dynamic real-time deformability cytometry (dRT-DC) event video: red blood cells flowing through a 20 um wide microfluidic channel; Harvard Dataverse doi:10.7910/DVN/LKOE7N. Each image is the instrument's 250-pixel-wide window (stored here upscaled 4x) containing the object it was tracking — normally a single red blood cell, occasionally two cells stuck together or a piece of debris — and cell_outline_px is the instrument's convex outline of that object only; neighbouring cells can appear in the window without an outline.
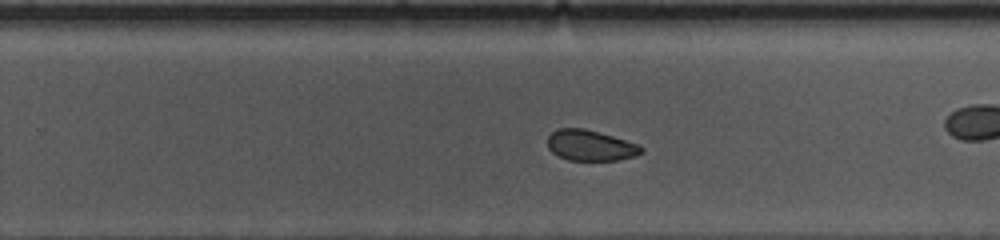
{"species": "common noctule bat (a hibernating species)", "species_latin": "Nyctalus noctula", "temperature_condition": "cold", "stored_images_in_passage": 40, "camera_frame_rate_fps": 3000, "um_per_image_px": 0.085, "animal": {"sex": "female", "body_mass_g": 10.0, "forearm_length_mm": 53.1}, "frame": {"image": 1, "passage_image": 18, "time_ms": 5.667, "image_size_px": [1000, 240], "cell_outline_px": [[644, 152], [636, 156], [616, 160], [568, 160], [556, 156], [548, 148], [548, 136], [552, 132], [560, 128], [584, 128], [612, 136], [636, 144], [644, 148]], "centroid_in_image_um": [50.16, 12.37], "position_along_channel_um": 279.6, "area_um2": 16.7}}